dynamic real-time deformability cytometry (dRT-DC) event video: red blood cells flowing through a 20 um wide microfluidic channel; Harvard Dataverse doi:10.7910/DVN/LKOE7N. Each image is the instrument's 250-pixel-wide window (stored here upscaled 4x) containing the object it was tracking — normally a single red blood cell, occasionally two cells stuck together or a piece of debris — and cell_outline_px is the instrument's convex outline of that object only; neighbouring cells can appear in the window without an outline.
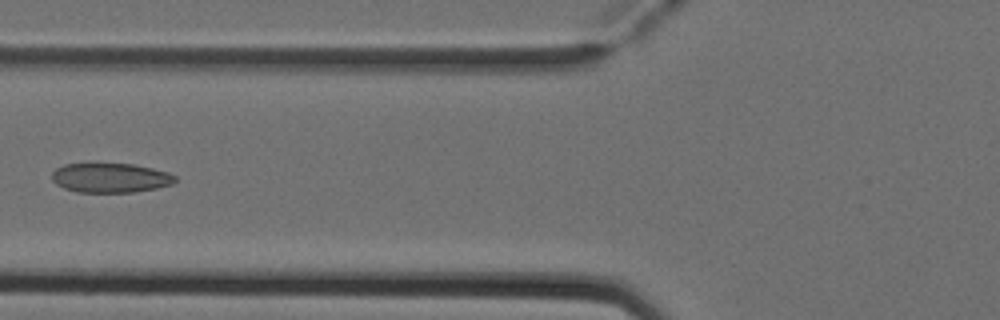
{"species": "Egyptian fruit bat (a non-hibernating species)", "species_latin": "Rousettus aegyptiacus", "temperature_condition": "cold", "stored_images_in_passage": 5, "camera_frame_rate_fps": 3000, "um_per_image_px": 0.085, "animal": {"sex": "female"}, "frame": {"image": 1, "passage_image": 5, "time_ms": 1.333, "image_size_px": [1000, 320], "cell_outline_px": [[176, 180], [172, 184], [156, 188], [132, 192], [76, 192], [64, 188], [56, 184], [52, 180], [52, 172], [56, 168], [64, 164], [96, 160], [132, 164], [152, 168], [168, 172], [176, 176]], "centroid_in_image_um": [9.32, 15.06], "position_along_channel_um": 116.5, "area_um2": 22.08}}